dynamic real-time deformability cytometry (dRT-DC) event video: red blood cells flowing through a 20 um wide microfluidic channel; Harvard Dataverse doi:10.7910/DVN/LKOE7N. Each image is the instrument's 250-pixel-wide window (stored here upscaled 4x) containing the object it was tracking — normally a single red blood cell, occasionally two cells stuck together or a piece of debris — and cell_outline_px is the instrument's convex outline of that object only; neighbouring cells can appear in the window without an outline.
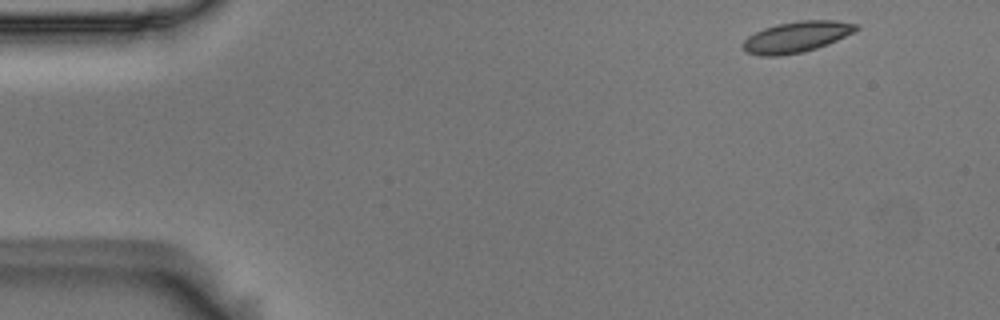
{"species": "Egyptian fruit bat (a non-hibernating species)", "species_latin": "Rousettus aegyptiacus", "temperature_condition": "room temperature", "stored_images_in_passage": 52, "camera_frame_rate_fps": 3000, "um_per_image_px": 0.085, "animal": {"sex": "male"}, "frame": {"image": 1, "passage_image": 2, "time_ms": 0.333, "image_size_px": [1000, 320], "cell_outline_px": [[860, 28], [856, 32], [828, 44], [804, 52], [780, 56], [760, 56], [744, 52], [740, 48], [740, 44], [748, 36], [764, 28], [776, 24], [800, 20], [836, 20], [860, 24]], "centroid_in_image_um": [67.7, 3.14], "position_along_channel_um": 17.3, "area_um2": 20.92}}
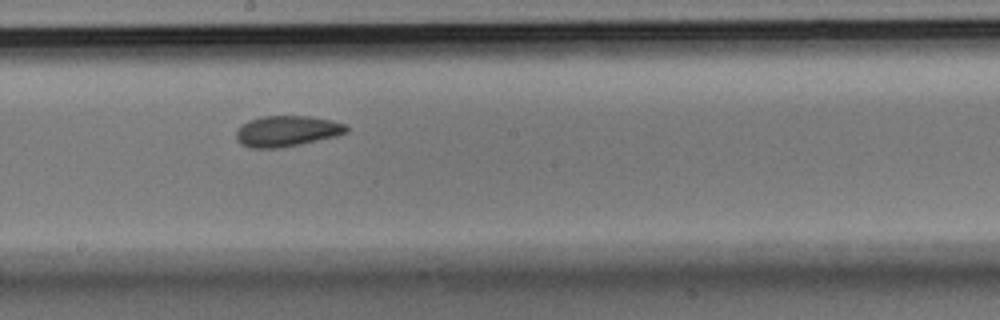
{"frame": {"image": 2, "passage_image": 27, "time_ms": 8.667, "image_size_px": [1000, 320], "cell_outline_px": [[348, 132], [336, 136], [300, 144], [276, 148], [248, 148], [240, 144], [236, 140], [236, 132], [248, 120], [260, 116], [308, 116], [332, 120], [344, 124], [348, 128]], "centroid_in_image_um": [24.36, 11.14], "position_along_channel_um": 223.8, "area_um2": 19.77}}
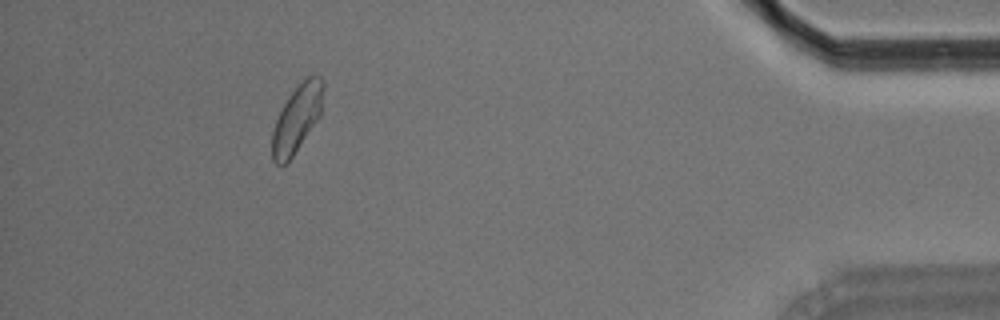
{"frame": {"image": 3, "passage_image": 47, "time_ms": 15.333, "image_size_px": [1000, 320], "cell_outline_px": [[324, 88], [320, 116], [292, 156], [284, 164], [276, 164], [272, 160], [272, 132], [276, 120], [288, 96], [308, 76], [320, 76], [324, 80]], "centroid_in_image_um": [25.25, 10.06], "position_along_channel_um": 410.0, "area_um2": 19.59}, "authors_computed_cell_mechanics": {"area_um2": 20.0277, "velocity_mm_per_s": 3.6412, "shape_relaxation_time_tau1_ms": 4.5204, "shape_relaxation_time_tau2_ms": 2.2433, "deformation_change_tau1": 0.1189, "deformation_change_tau2": 0.0631}}